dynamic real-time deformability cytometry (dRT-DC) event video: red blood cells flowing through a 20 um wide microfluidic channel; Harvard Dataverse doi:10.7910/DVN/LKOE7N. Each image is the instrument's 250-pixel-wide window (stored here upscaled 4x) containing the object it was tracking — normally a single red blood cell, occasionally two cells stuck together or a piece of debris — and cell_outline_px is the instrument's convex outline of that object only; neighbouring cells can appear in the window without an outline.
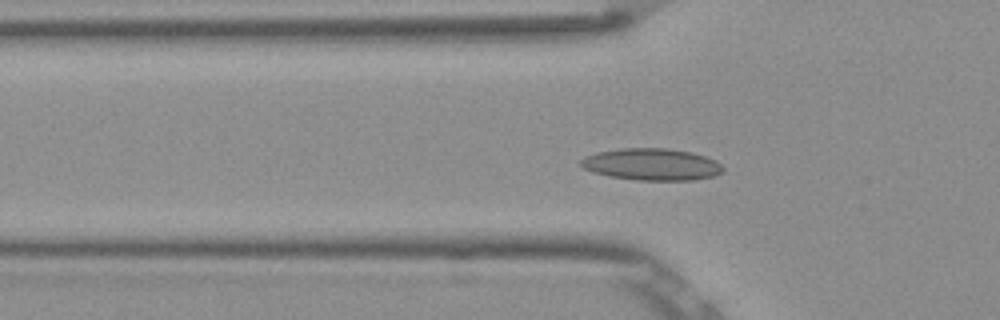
{"species": "Egyptian fruit bat (a non-hibernating species)", "species_latin": "Rousettus aegyptiacus", "temperature_condition": "room temperature", "stored_images_in_passage": 37, "camera_frame_rate_fps": 3000, "um_per_image_px": 0.085, "frame": {"image": 1, "passage_image": 2, "time_ms": 0.333, "image_size_px": [1000, 320], "cell_outline_px": [[724, 172], [712, 176], [692, 180], [636, 180], [608, 176], [592, 172], [584, 168], [580, 164], [580, 160], [584, 156], [596, 152], [620, 148], [668, 148], [692, 152], [716, 160], [724, 168]], "centroid_in_image_um": [55.38, 13.96], "position_along_channel_um": 70.4, "area_um2": 26.59}}
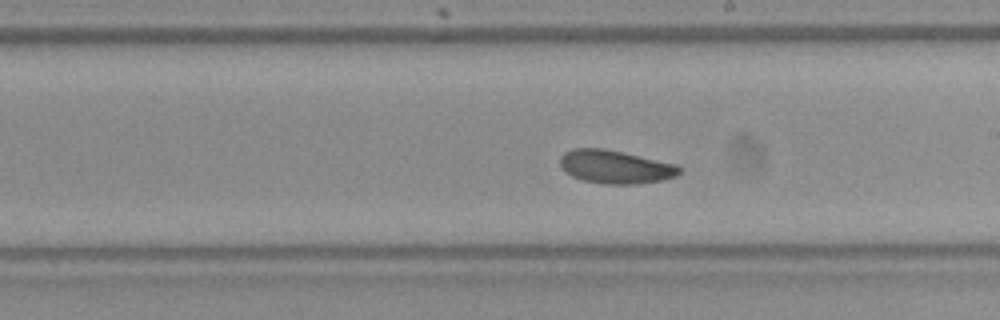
{"frame": {"image": 2, "passage_image": 15, "time_ms": 4.667, "image_size_px": [1000, 320], "cell_outline_px": [[680, 172], [676, 176], [664, 180], [636, 184], [604, 184], [584, 180], [572, 176], [560, 164], [560, 156], [564, 152], [572, 148], [604, 148], [676, 164], [680, 168]], "centroid_in_image_um": [52.3, 14.18], "position_along_channel_um": 236.7, "area_um2": 23.0}}
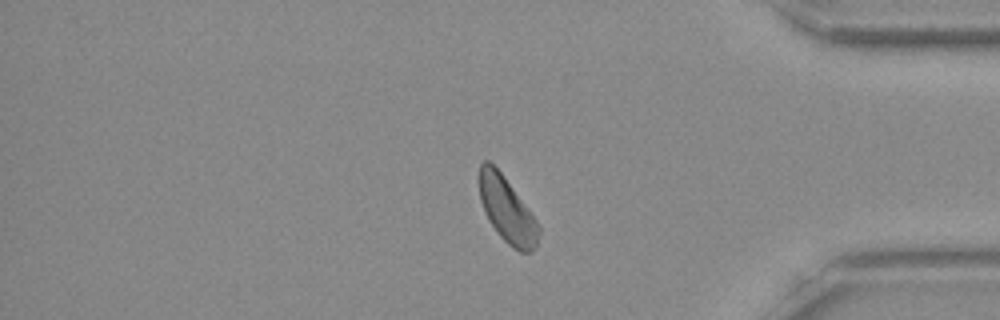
{"frame": {"image": 3, "passage_image": 29, "time_ms": 9.333, "image_size_px": [1000, 320], "cell_outline_px": [[540, 232], [536, 244], [532, 252], [520, 252], [512, 248], [500, 236], [488, 220], [484, 212], [480, 200], [476, 176], [480, 164], [484, 160], [488, 160], [504, 176], [540, 224]], "centroid_in_image_um": [43.06, 17.81], "position_along_channel_um": 392.1, "area_um2": 23.06}, "authors_computed_cell_mechanics": {"area_um2": 23.0044, "velocity_mm_per_s": 3.8261, "shape_relaxation_time_tau1_ms": 3.3134, "shape_relaxation_time_tau2_ms": null, "deformation_change_tau1": 0.0844, "deformation_change_tau2": null}}